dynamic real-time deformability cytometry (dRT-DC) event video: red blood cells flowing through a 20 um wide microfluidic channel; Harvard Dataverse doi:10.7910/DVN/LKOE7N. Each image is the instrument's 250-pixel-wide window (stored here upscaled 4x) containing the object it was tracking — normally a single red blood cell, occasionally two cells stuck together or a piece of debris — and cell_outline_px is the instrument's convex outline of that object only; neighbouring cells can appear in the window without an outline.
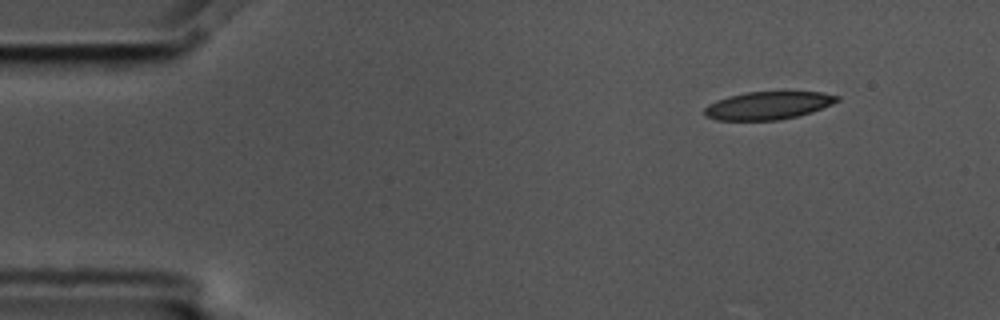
{"species": "common noctule bat (a hibernating species)", "species_latin": "Nyctalus noctula", "temperature_condition": "cold", "stored_images_in_passage": 4, "camera_frame_rate_fps": 3000, "um_per_image_px": 0.085, "animal": {"sex": "male", "body_mass_g": 17.5, "forearm_length_mm": 52.3}, "frame": {"image": 1, "passage_image": 1, "time_ms": 0.0, "image_size_px": [1000, 320], "cell_outline_px": [[840, 100], [832, 104], [812, 112], [780, 120], [716, 120], [704, 116], [704, 108], [708, 104], [716, 100], [728, 96], [744, 92], [820, 92], [840, 96]], "centroid_in_image_um": [65.26, 8.97], "position_along_channel_um": 19.7, "area_um2": 21.62}}
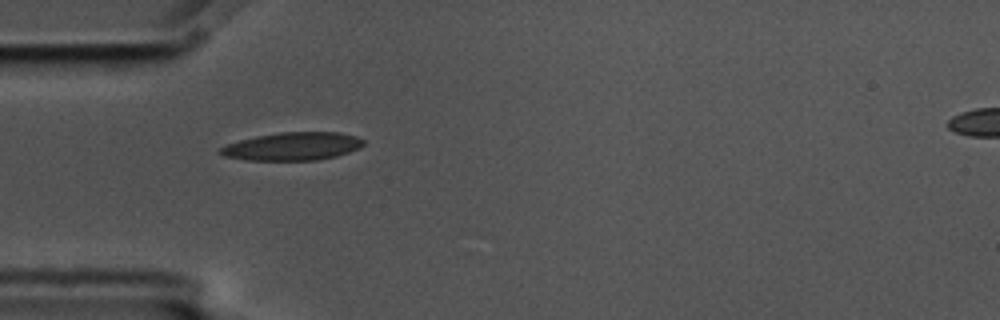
{"frame": {"image": 2, "passage_image": 3, "time_ms": 0.667, "image_size_px": [1000, 320], "cell_outline_px": [[364, 144], [360, 148], [336, 156], [316, 160], [244, 160], [224, 156], [216, 152], [220, 148], [228, 144], [240, 140], [256, 136], [280, 132], [340, 132], [356, 136], [364, 140]], "centroid_in_image_um": [24.86, 12.44], "position_along_channel_um": 60.1, "area_um2": 23.41}}